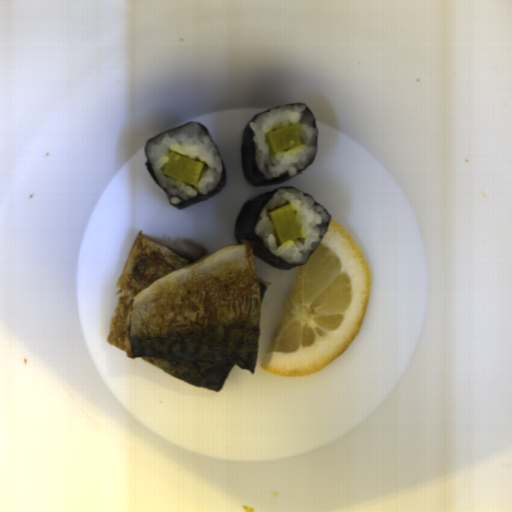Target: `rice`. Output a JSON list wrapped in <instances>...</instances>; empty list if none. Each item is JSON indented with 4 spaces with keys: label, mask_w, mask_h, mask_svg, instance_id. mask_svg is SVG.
<instances>
[{
    "label": "rice",
    "mask_w": 512,
    "mask_h": 512,
    "mask_svg": "<svg viewBox=\"0 0 512 512\" xmlns=\"http://www.w3.org/2000/svg\"><path fill=\"white\" fill-rule=\"evenodd\" d=\"M284 204L292 206L296 212L303 237L280 244L269 211ZM330 221L325 207L315 204L312 197L294 188H283L267 202L254 227L255 235L262 236L265 248L275 257L290 264L306 263L323 238Z\"/></svg>",
    "instance_id": "rice-3"
},
{
    "label": "rice",
    "mask_w": 512,
    "mask_h": 512,
    "mask_svg": "<svg viewBox=\"0 0 512 512\" xmlns=\"http://www.w3.org/2000/svg\"><path fill=\"white\" fill-rule=\"evenodd\" d=\"M291 125H298L301 144L290 149L272 152L268 133ZM253 131L255 162L266 179L287 173L294 177L316 155L317 131L315 121L305 105L271 108L249 123Z\"/></svg>",
    "instance_id": "rice-2"
},
{
    "label": "rice",
    "mask_w": 512,
    "mask_h": 512,
    "mask_svg": "<svg viewBox=\"0 0 512 512\" xmlns=\"http://www.w3.org/2000/svg\"><path fill=\"white\" fill-rule=\"evenodd\" d=\"M204 163L196 185L172 179L163 173L169 152ZM145 152L158 184L169 194L172 205L182 203L197 194H207L219 184L223 172L220 154L211 137L195 123L186 124L151 139Z\"/></svg>",
    "instance_id": "rice-1"
}]
</instances>
